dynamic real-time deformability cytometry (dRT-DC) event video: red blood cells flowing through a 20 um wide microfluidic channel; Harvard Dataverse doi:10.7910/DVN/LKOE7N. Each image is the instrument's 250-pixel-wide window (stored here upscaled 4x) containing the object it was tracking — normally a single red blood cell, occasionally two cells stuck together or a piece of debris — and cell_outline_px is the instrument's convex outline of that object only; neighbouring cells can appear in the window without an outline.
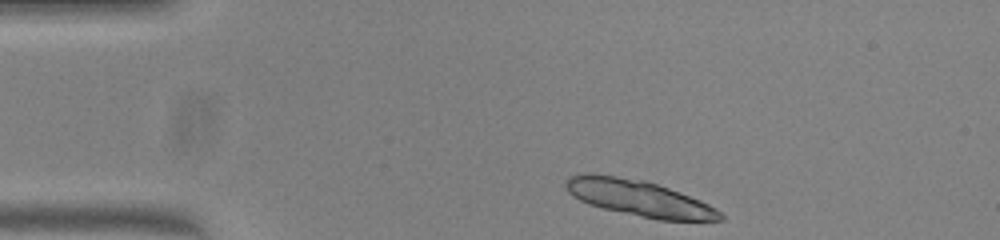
{"species": "common noctule bat (a hibernating species)", "species_latin": "Nyctalus noctula", "temperature_condition": "warm", "stored_images_in_passage": 42, "segment_of_instrument_passage": [1, 2], "camera_frame_rate_fps": 3000, "um_per_image_px": 0.085, "animal": {"sex": "female", "body_mass_g": 23.0, "forearm_length_mm": 53.4}, "frame": {"image": 1, "passage_image": 1, "time_ms": 0.0, "image_size_px": [1000, 240], "cell_outline_px": [[724, 220], [656, 220], [604, 208], [588, 204], [572, 196], [568, 192], [564, 184], [568, 176], [584, 172], [588, 172], [644, 180], [668, 188], [700, 200], [716, 208], [724, 216]], "centroid_in_image_um": [54.26, 16.83], "position_along_channel_um": 30.7, "area_um2": 32.37}}